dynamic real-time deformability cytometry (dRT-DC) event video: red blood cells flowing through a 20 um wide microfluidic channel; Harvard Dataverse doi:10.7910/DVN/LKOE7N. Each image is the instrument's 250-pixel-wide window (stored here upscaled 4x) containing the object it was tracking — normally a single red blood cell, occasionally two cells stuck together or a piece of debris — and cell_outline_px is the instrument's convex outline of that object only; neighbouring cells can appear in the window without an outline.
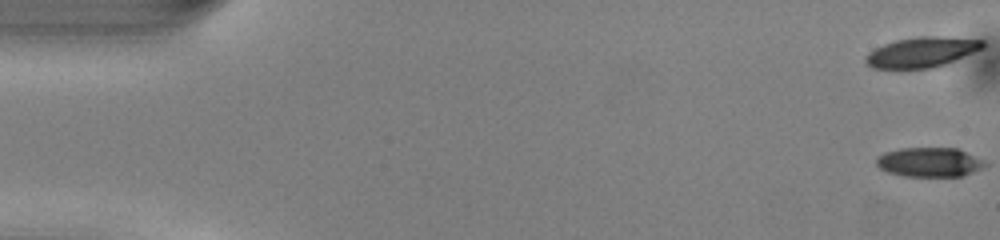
{"species": "common noctule bat (a hibernating species)", "species_latin": "Nyctalus noctula", "temperature_condition": "warm", "stored_images_in_passage": 44, "camera_frame_rate_fps": 3000, "um_per_image_px": 0.085, "animal": {"sex": "male", "body_mass_g": 13.0, "forearm_length_mm": 53.1}, "frame": {"image": 1, "passage_image": 1, "time_ms": 0.0, "image_size_px": [1000, 240], "cell_outline_px": [[984, 48], [944, 64], [932, 68], [872, 68], [864, 60], [864, 56], [868, 52], [884, 44], [896, 40], [920, 36], [944, 36], [984, 40]], "centroid_in_image_um": [78.34, 4.42], "position_along_channel_um": 6.7, "area_um2": 20.52}}